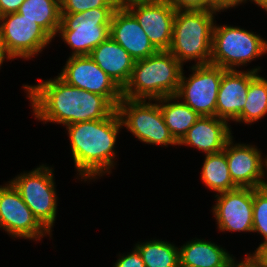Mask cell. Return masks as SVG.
<instances>
[{
	"label": "cell",
	"instance_id": "19",
	"mask_svg": "<svg viewBox=\"0 0 267 267\" xmlns=\"http://www.w3.org/2000/svg\"><path fill=\"white\" fill-rule=\"evenodd\" d=\"M91 59L123 90L130 80L135 60L110 36L89 54Z\"/></svg>",
	"mask_w": 267,
	"mask_h": 267
},
{
	"label": "cell",
	"instance_id": "3",
	"mask_svg": "<svg viewBox=\"0 0 267 267\" xmlns=\"http://www.w3.org/2000/svg\"><path fill=\"white\" fill-rule=\"evenodd\" d=\"M183 65L169 51H158L134 63L122 98L157 100L176 95Z\"/></svg>",
	"mask_w": 267,
	"mask_h": 267
},
{
	"label": "cell",
	"instance_id": "34",
	"mask_svg": "<svg viewBox=\"0 0 267 267\" xmlns=\"http://www.w3.org/2000/svg\"><path fill=\"white\" fill-rule=\"evenodd\" d=\"M224 10L228 8H232L238 6L242 2H246L247 0H215Z\"/></svg>",
	"mask_w": 267,
	"mask_h": 267
},
{
	"label": "cell",
	"instance_id": "21",
	"mask_svg": "<svg viewBox=\"0 0 267 267\" xmlns=\"http://www.w3.org/2000/svg\"><path fill=\"white\" fill-rule=\"evenodd\" d=\"M174 100H178L175 95L160 98L159 106L169 132L179 143L201 116L184 102H175Z\"/></svg>",
	"mask_w": 267,
	"mask_h": 267
},
{
	"label": "cell",
	"instance_id": "36",
	"mask_svg": "<svg viewBox=\"0 0 267 267\" xmlns=\"http://www.w3.org/2000/svg\"><path fill=\"white\" fill-rule=\"evenodd\" d=\"M267 12V0H250Z\"/></svg>",
	"mask_w": 267,
	"mask_h": 267
},
{
	"label": "cell",
	"instance_id": "23",
	"mask_svg": "<svg viewBox=\"0 0 267 267\" xmlns=\"http://www.w3.org/2000/svg\"><path fill=\"white\" fill-rule=\"evenodd\" d=\"M201 174L204 184L217 194L238 188L230 176L224 150L205 155Z\"/></svg>",
	"mask_w": 267,
	"mask_h": 267
},
{
	"label": "cell",
	"instance_id": "30",
	"mask_svg": "<svg viewBox=\"0 0 267 267\" xmlns=\"http://www.w3.org/2000/svg\"><path fill=\"white\" fill-rule=\"evenodd\" d=\"M259 267H267V241L259 245L253 254L248 255Z\"/></svg>",
	"mask_w": 267,
	"mask_h": 267
},
{
	"label": "cell",
	"instance_id": "13",
	"mask_svg": "<svg viewBox=\"0 0 267 267\" xmlns=\"http://www.w3.org/2000/svg\"><path fill=\"white\" fill-rule=\"evenodd\" d=\"M138 21L158 51H168L173 36L176 9L168 0H152L127 9Z\"/></svg>",
	"mask_w": 267,
	"mask_h": 267
},
{
	"label": "cell",
	"instance_id": "11",
	"mask_svg": "<svg viewBox=\"0 0 267 267\" xmlns=\"http://www.w3.org/2000/svg\"><path fill=\"white\" fill-rule=\"evenodd\" d=\"M59 77L68 85L106 97L116 108L122 90L90 56H70Z\"/></svg>",
	"mask_w": 267,
	"mask_h": 267
},
{
	"label": "cell",
	"instance_id": "16",
	"mask_svg": "<svg viewBox=\"0 0 267 267\" xmlns=\"http://www.w3.org/2000/svg\"><path fill=\"white\" fill-rule=\"evenodd\" d=\"M260 67L250 71L226 70L223 73L216 102V117L236 121L247 101L250 81L258 74Z\"/></svg>",
	"mask_w": 267,
	"mask_h": 267
},
{
	"label": "cell",
	"instance_id": "10",
	"mask_svg": "<svg viewBox=\"0 0 267 267\" xmlns=\"http://www.w3.org/2000/svg\"><path fill=\"white\" fill-rule=\"evenodd\" d=\"M0 32L13 59H30L53 39L38 23L17 12L0 16Z\"/></svg>",
	"mask_w": 267,
	"mask_h": 267
},
{
	"label": "cell",
	"instance_id": "37",
	"mask_svg": "<svg viewBox=\"0 0 267 267\" xmlns=\"http://www.w3.org/2000/svg\"><path fill=\"white\" fill-rule=\"evenodd\" d=\"M177 267H186V266H183V265H181L180 263L177 265Z\"/></svg>",
	"mask_w": 267,
	"mask_h": 267
},
{
	"label": "cell",
	"instance_id": "28",
	"mask_svg": "<svg viewBox=\"0 0 267 267\" xmlns=\"http://www.w3.org/2000/svg\"><path fill=\"white\" fill-rule=\"evenodd\" d=\"M178 10H224L215 0H168Z\"/></svg>",
	"mask_w": 267,
	"mask_h": 267
},
{
	"label": "cell",
	"instance_id": "22",
	"mask_svg": "<svg viewBox=\"0 0 267 267\" xmlns=\"http://www.w3.org/2000/svg\"><path fill=\"white\" fill-rule=\"evenodd\" d=\"M17 13L38 23L52 38L60 26V0H25Z\"/></svg>",
	"mask_w": 267,
	"mask_h": 267
},
{
	"label": "cell",
	"instance_id": "18",
	"mask_svg": "<svg viewBox=\"0 0 267 267\" xmlns=\"http://www.w3.org/2000/svg\"><path fill=\"white\" fill-rule=\"evenodd\" d=\"M228 122L216 116H202L187 131L178 145H189L206 154L224 150L232 137Z\"/></svg>",
	"mask_w": 267,
	"mask_h": 267
},
{
	"label": "cell",
	"instance_id": "17",
	"mask_svg": "<svg viewBox=\"0 0 267 267\" xmlns=\"http://www.w3.org/2000/svg\"><path fill=\"white\" fill-rule=\"evenodd\" d=\"M109 35L135 61L145 59L158 52L136 18L127 9L114 11Z\"/></svg>",
	"mask_w": 267,
	"mask_h": 267
},
{
	"label": "cell",
	"instance_id": "6",
	"mask_svg": "<svg viewBox=\"0 0 267 267\" xmlns=\"http://www.w3.org/2000/svg\"><path fill=\"white\" fill-rule=\"evenodd\" d=\"M266 53L267 41L254 32L227 24L214 25L210 64L236 70Z\"/></svg>",
	"mask_w": 267,
	"mask_h": 267
},
{
	"label": "cell",
	"instance_id": "5",
	"mask_svg": "<svg viewBox=\"0 0 267 267\" xmlns=\"http://www.w3.org/2000/svg\"><path fill=\"white\" fill-rule=\"evenodd\" d=\"M115 7H98L79 13H61L58 33L73 50L71 56H89L110 35Z\"/></svg>",
	"mask_w": 267,
	"mask_h": 267
},
{
	"label": "cell",
	"instance_id": "14",
	"mask_svg": "<svg viewBox=\"0 0 267 267\" xmlns=\"http://www.w3.org/2000/svg\"><path fill=\"white\" fill-rule=\"evenodd\" d=\"M212 208L221 231L252 232L253 188H236L219 193Z\"/></svg>",
	"mask_w": 267,
	"mask_h": 267
},
{
	"label": "cell",
	"instance_id": "25",
	"mask_svg": "<svg viewBox=\"0 0 267 267\" xmlns=\"http://www.w3.org/2000/svg\"><path fill=\"white\" fill-rule=\"evenodd\" d=\"M247 101L236 122L250 123L267 115V79L258 74L250 81Z\"/></svg>",
	"mask_w": 267,
	"mask_h": 267
},
{
	"label": "cell",
	"instance_id": "1",
	"mask_svg": "<svg viewBox=\"0 0 267 267\" xmlns=\"http://www.w3.org/2000/svg\"><path fill=\"white\" fill-rule=\"evenodd\" d=\"M35 118L64 126L104 119L117 108L104 96L68 85L59 76L37 85H23Z\"/></svg>",
	"mask_w": 267,
	"mask_h": 267
},
{
	"label": "cell",
	"instance_id": "7",
	"mask_svg": "<svg viewBox=\"0 0 267 267\" xmlns=\"http://www.w3.org/2000/svg\"><path fill=\"white\" fill-rule=\"evenodd\" d=\"M157 102L150 103L144 99L122 98L117 106V111L128 131L138 140L155 145H178L167 125Z\"/></svg>",
	"mask_w": 267,
	"mask_h": 267
},
{
	"label": "cell",
	"instance_id": "12",
	"mask_svg": "<svg viewBox=\"0 0 267 267\" xmlns=\"http://www.w3.org/2000/svg\"><path fill=\"white\" fill-rule=\"evenodd\" d=\"M5 185L0 186V228L14 238L37 241L47 234L51 236L24 203L15 187L10 182Z\"/></svg>",
	"mask_w": 267,
	"mask_h": 267
},
{
	"label": "cell",
	"instance_id": "29",
	"mask_svg": "<svg viewBox=\"0 0 267 267\" xmlns=\"http://www.w3.org/2000/svg\"><path fill=\"white\" fill-rule=\"evenodd\" d=\"M114 267H145L142 257L136 247L134 250L126 255L119 258Z\"/></svg>",
	"mask_w": 267,
	"mask_h": 267
},
{
	"label": "cell",
	"instance_id": "31",
	"mask_svg": "<svg viewBox=\"0 0 267 267\" xmlns=\"http://www.w3.org/2000/svg\"><path fill=\"white\" fill-rule=\"evenodd\" d=\"M25 0H0V16L15 13Z\"/></svg>",
	"mask_w": 267,
	"mask_h": 267
},
{
	"label": "cell",
	"instance_id": "24",
	"mask_svg": "<svg viewBox=\"0 0 267 267\" xmlns=\"http://www.w3.org/2000/svg\"><path fill=\"white\" fill-rule=\"evenodd\" d=\"M145 267H177L179 248L167 241L152 240L135 245Z\"/></svg>",
	"mask_w": 267,
	"mask_h": 267
},
{
	"label": "cell",
	"instance_id": "33",
	"mask_svg": "<svg viewBox=\"0 0 267 267\" xmlns=\"http://www.w3.org/2000/svg\"><path fill=\"white\" fill-rule=\"evenodd\" d=\"M235 258H233L226 267H259L249 256L248 253L244 259V261H241L238 263V261L235 263Z\"/></svg>",
	"mask_w": 267,
	"mask_h": 267
},
{
	"label": "cell",
	"instance_id": "35",
	"mask_svg": "<svg viewBox=\"0 0 267 267\" xmlns=\"http://www.w3.org/2000/svg\"><path fill=\"white\" fill-rule=\"evenodd\" d=\"M5 58L12 60L13 58L11 57V55L7 52L4 41L2 39V35L0 32V67L2 65V63L4 62Z\"/></svg>",
	"mask_w": 267,
	"mask_h": 267
},
{
	"label": "cell",
	"instance_id": "2",
	"mask_svg": "<svg viewBox=\"0 0 267 267\" xmlns=\"http://www.w3.org/2000/svg\"><path fill=\"white\" fill-rule=\"evenodd\" d=\"M123 127L117 109L108 117L66 126L75 168L81 179H93L110 173L115 159L114 145Z\"/></svg>",
	"mask_w": 267,
	"mask_h": 267
},
{
	"label": "cell",
	"instance_id": "20",
	"mask_svg": "<svg viewBox=\"0 0 267 267\" xmlns=\"http://www.w3.org/2000/svg\"><path fill=\"white\" fill-rule=\"evenodd\" d=\"M232 259L226 249L204 239L192 240L179 248V263L186 267H226Z\"/></svg>",
	"mask_w": 267,
	"mask_h": 267
},
{
	"label": "cell",
	"instance_id": "9",
	"mask_svg": "<svg viewBox=\"0 0 267 267\" xmlns=\"http://www.w3.org/2000/svg\"><path fill=\"white\" fill-rule=\"evenodd\" d=\"M193 74L186 78L182 71L176 93L193 111L202 116H216V102L225 69L212 64L193 65Z\"/></svg>",
	"mask_w": 267,
	"mask_h": 267
},
{
	"label": "cell",
	"instance_id": "4",
	"mask_svg": "<svg viewBox=\"0 0 267 267\" xmlns=\"http://www.w3.org/2000/svg\"><path fill=\"white\" fill-rule=\"evenodd\" d=\"M221 10H178L174 17L173 36L169 52L183 62L198 60L195 65H207L211 60L214 15Z\"/></svg>",
	"mask_w": 267,
	"mask_h": 267
},
{
	"label": "cell",
	"instance_id": "8",
	"mask_svg": "<svg viewBox=\"0 0 267 267\" xmlns=\"http://www.w3.org/2000/svg\"><path fill=\"white\" fill-rule=\"evenodd\" d=\"M53 170L46 165L22 173L9 181L36 219L51 233L57 213V195Z\"/></svg>",
	"mask_w": 267,
	"mask_h": 267
},
{
	"label": "cell",
	"instance_id": "32",
	"mask_svg": "<svg viewBox=\"0 0 267 267\" xmlns=\"http://www.w3.org/2000/svg\"><path fill=\"white\" fill-rule=\"evenodd\" d=\"M152 0H112L115 9H128L131 6L147 3Z\"/></svg>",
	"mask_w": 267,
	"mask_h": 267
},
{
	"label": "cell",
	"instance_id": "15",
	"mask_svg": "<svg viewBox=\"0 0 267 267\" xmlns=\"http://www.w3.org/2000/svg\"><path fill=\"white\" fill-rule=\"evenodd\" d=\"M232 138L225 144L224 152L233 183L238 188L265 186L266 181L263 180V177L265 176L264 168L267 167V159H262L261 151L256 146L234 144Z\"/></svg>",
	"mask_w": 267,
	"mask_h": 267
},
{
	"label": "cell",
	"instance_id": "27",
	"mask_svg": "<svg viewBox=\"0 0 267 267\" xmlns=\"http://www.w3.org/2000/svg\"><path fill=\"white\" fill-rule=\"evenodd\" d=\"M98 7H114L112 0H60V13H79Z\"/></svg>",
	"mask_w": 267,
	"mask_h": 267
},
{
	"label": "cell",
	"instance_id": "26",
	"mask_svg": "<svg viewBox=\"0 0 267 267\" xmlns=\"http://www.w3.org/2000/svg\"><path fill=\"white\" fill-rule=\"evenodd\" d=\"M267 241V186L253 188V229Z\"/></svg>",
	"mask_w": 267,
	"mask_h": 267
}]
</instances>
